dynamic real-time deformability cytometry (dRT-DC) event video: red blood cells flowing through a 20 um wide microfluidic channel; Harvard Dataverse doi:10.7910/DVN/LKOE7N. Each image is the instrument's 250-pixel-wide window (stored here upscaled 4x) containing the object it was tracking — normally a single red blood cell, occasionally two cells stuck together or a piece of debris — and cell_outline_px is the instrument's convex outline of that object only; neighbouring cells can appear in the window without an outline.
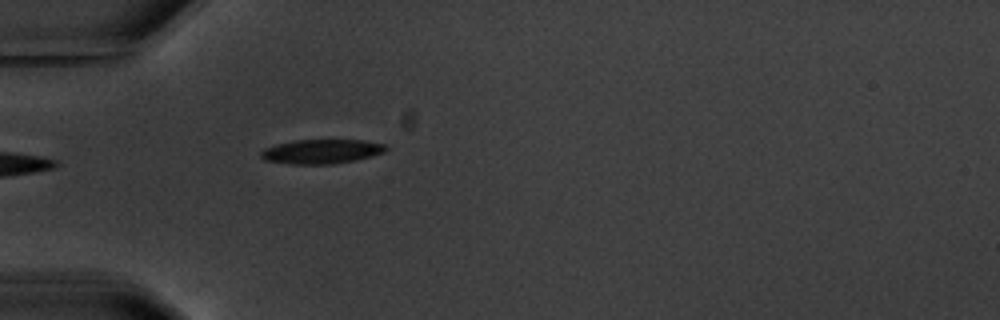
{"species": "common noctule bat (a hibernating species)", "species_latin": "Nyctalus noctula", "temperature_condition": "warm", "stored_images_in_passage": 4, "camera_frame_rate_fps": 3000, "um_per_image_px": 0.085, "animal": {"sex": "male", "body_mass_g": 20.1, "forearm_length_mm": 53.5}, "frame": {"image": 1, "passage_image": 4, "time_ms": 5.0, "image_size_px": [1000, 320], "cell_outline_px": [[388, 148], [384, 152], [372, 156], [356, 160], [332, 164], [288, 164], [264, 160], [260, 156], [260, 152], [264, 148], [276, 144], [296, 140], [364, 140], [384, 144]], "centroid_in_image_um": [27.31, 12.88], "position_along_channel_um": 57.7, "area_um2": 17.8}}